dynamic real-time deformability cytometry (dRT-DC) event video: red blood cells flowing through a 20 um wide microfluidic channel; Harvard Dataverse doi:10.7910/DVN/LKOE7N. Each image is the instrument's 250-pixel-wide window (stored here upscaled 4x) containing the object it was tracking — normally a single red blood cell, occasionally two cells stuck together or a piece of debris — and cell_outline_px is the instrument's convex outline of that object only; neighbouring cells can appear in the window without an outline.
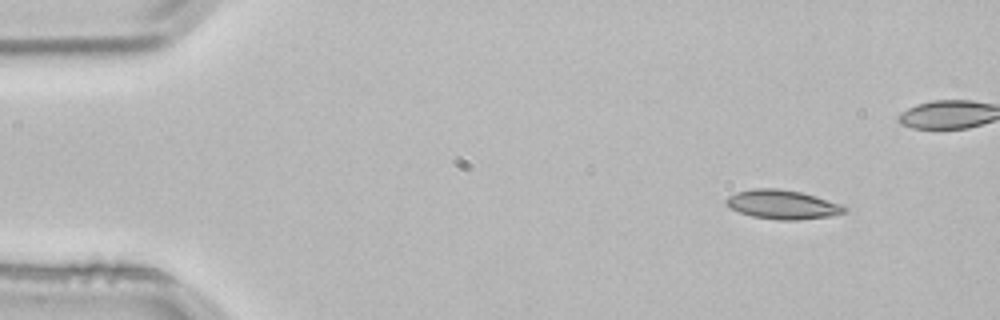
{"species": "common noctule bat (a hibernating species)", "species_latin": "Nyctalus noctula", "temperature_condition": "room temperature", "stored_images_in_passage": 4, "camera_frame_rate_fps": 3000, "um_per_image_px": 0.085, "animal": {"sex": "male", "body_mass_g": 21.5, "forearm_length_mm": 52.0}, "frame": {"image": 1, "passage_image": 1, "time_ms": 0.0, "image_size_px": [1000, 320], "cell_outline_px": [[848, 212], [832, 216], [796, 220], [776, 220], [752, 216], [740, 212], [724, 204], [724, 200], [728, 196], [736, 192], [752, 188], [776, 188], [800, 192], [816, 196], [840, 204], [848, 208]], "centroid_in_image_um": [66.51, 17.39], "position_along_channel_um": 18.5, "area_um2": 20.17}}